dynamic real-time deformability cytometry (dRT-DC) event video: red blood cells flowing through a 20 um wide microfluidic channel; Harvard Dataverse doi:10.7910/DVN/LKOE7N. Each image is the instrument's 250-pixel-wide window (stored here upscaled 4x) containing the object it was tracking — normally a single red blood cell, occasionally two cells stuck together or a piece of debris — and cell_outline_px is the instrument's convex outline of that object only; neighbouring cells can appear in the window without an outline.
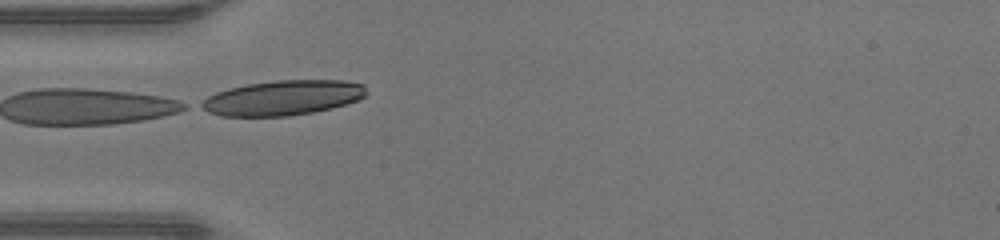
{"species": "human", "species_latin": "Homo sapiens", "temperature_condition": "warm", "stored_images_in_passage": 21, "segment_of_instrument_passage": [2, 2], "camera_frame_rate_fps": 3000, "um_per_image_px": 0.085, "donor": {"sex": "male"}, "frame": {"image": 1, "passage_image": 9, "time_ms": 2.667, "image_size_px": [1000, 240], "cell_outline_px": [[368, 92], [360, 100], [332, 108], [312, 112], [288, 116], [220, 116], [208, 112], [200, 108], [196, 104], [208, 96], [216, 92], [228, 88], [248, 84], [276, 80], [344, 80], [364, 84]], "centroid_in_image_um": [24.03, 8.31], "position_along_channel_um": 61.0, "area_um2": 33.93}}
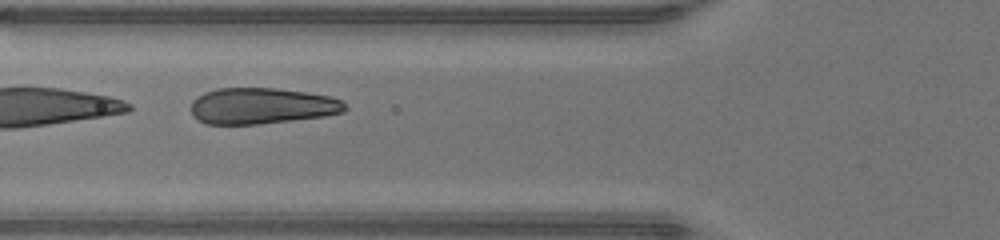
{"frame": {"image": 2, "passage_image": 12, "time_ms": 3.667, "image_size_px": [1000, 240], "cell_outline_px": [[348, 108], [344, 112], [324, 116], [260, 124], [204, 124], [196, 120], [192, 116], [192, 100], [204, 92], [216, 88], [276, 88], [308, 92], [332, 96], [344, 100]], "centroid_in_image_um": [22.27, 9.0], "position_along_channel_um": 103.5, "area_um2": 32.89}}
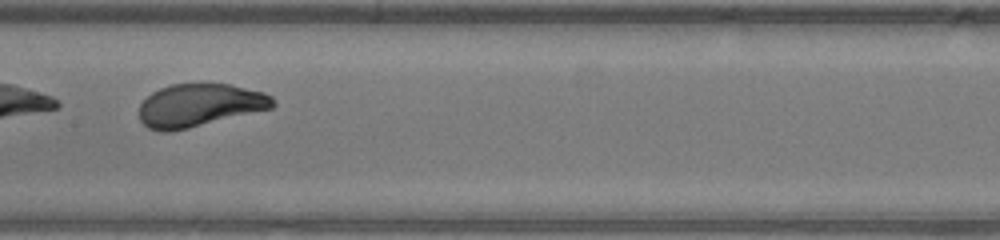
{"frame": {"image": 3, "passage_image": 18, "time_ms": 5.667, "image_size_px": [1000, 240], "cell_outline_px": [[276, 104], [272, 108], [172, 132], [160, 132], [148, 128], [140, 120], [140, 104], [152, 92], [160, 88], [172, 84], [228, 84], [264, 92], [272, 96], [276, 100]], "centroid_in_image_um": [16.96, 8.95], "position_along_channel_um": 190.4, "area_um2": 33.35}}